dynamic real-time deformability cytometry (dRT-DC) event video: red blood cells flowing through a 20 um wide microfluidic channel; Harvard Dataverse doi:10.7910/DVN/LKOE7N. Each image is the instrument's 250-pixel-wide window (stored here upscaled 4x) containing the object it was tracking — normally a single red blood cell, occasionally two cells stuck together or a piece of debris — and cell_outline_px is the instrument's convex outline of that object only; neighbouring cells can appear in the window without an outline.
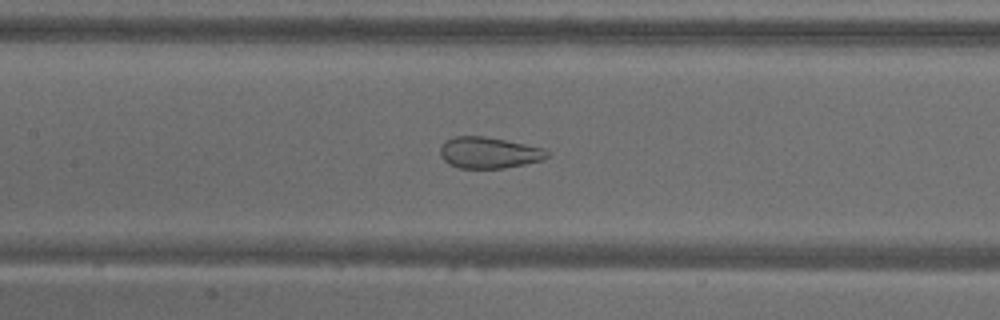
{"species": "common noctule bat (a hibernating species)", "species_latin": "Nyctalus noctula", "temperature_condition": "warm", "stored_images_in_passage": 52, "camera_frame_rate_fps": 3000, "um_per_image_px": 0.085, "animal": {"sex": "male", "body_mass_g": 18.8}, "frame": {"image": 1, "passage_image": 25, "time_ms": 8.0, "image_size_px": [1000, 320], "cell_outline_px": [[548, 156], [544, 160], [504, 168], [460, 168], [448, 164], [440, 156], [440, 144], [444, 140], [456, 136], [484, 136], [544, 148], [548, 152]], "centroid_in_image_um": [41.52, 12.98], "position_along_channel_um": 165.9, "area_um2": 19.54}}
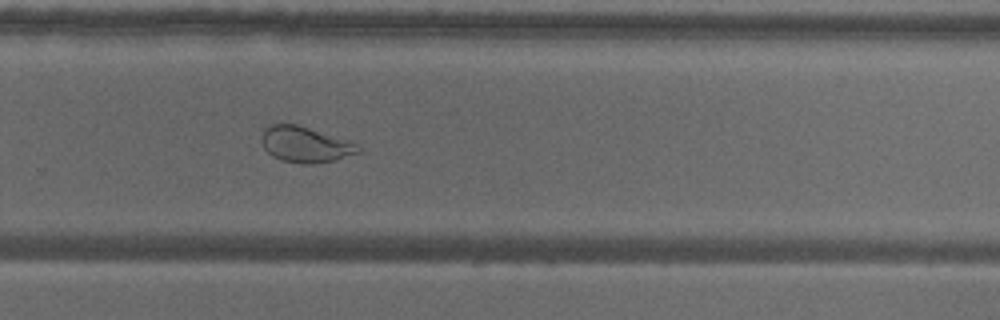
{"frame": {"image": 2, "passage_image": 36, "time_ms": 11.667, "image_size_px": [1000, 320], "cell_outline_px": [[360, 152], [336, 160], [312, 164], [304, 164], [280, 160], [272, 156], [264, 148], [260, 140], [260, 136], [264, 128], [272, 124], [296, 124], [348, 140], [356, 144], [360, 148]], "centroid_in_image_um": [25.91, 12.29], "position_along_channel_um": 303.9, "area_um2": 20.17}}
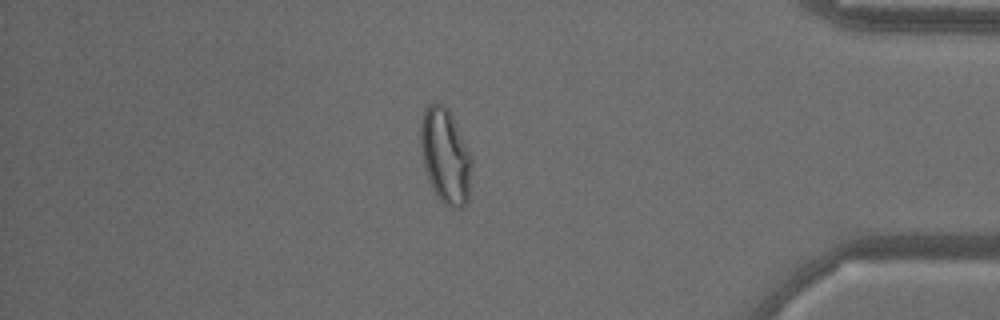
{"frame": {"image": 3, "passage_image": 46, "time_ms": 15.0, "image_size_px": [1000, 320], "cell_outline_px": [[472, 164], [468, 204], [460, 208], [456, 208], [444, 204], [440, 200], [432, 188], [424, 164], [420, 144], [420, 124], [424, 108], [428, 104], [436, 100], [444, 104], [448, 108], [472, 156]], "centroid_in_image_um": [37.86, 13.23], "position_along_channel_um": 397.3, "area_um2": 28.61}, "authors_computed_cell_mechanics": {"area_um2": 27.5417, "velocity_mm_per_s": 3.7845, "shape_relaxation_time_tau1_ms": null, "shape_relaxation_time_tau2_ms": 0.7045, "deformation_change_tau1": null, "deformation_change_tau2": 0.0726}}